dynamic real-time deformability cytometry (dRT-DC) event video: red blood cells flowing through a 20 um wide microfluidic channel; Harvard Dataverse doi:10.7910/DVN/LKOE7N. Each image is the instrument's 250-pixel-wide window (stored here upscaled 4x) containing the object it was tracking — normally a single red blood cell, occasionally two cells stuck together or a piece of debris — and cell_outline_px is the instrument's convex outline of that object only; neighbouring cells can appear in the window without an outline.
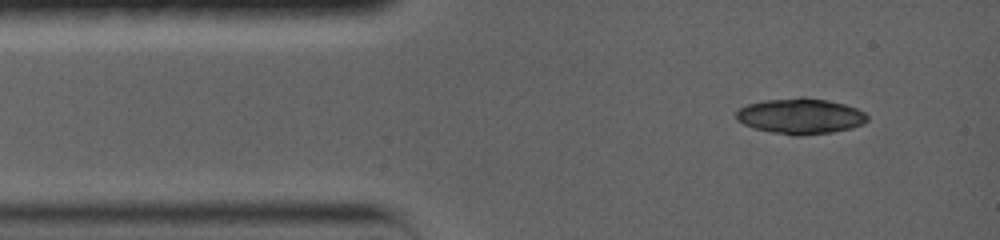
{"species": "common noctule bat (a hibernating species)", "species_latin": "Nyctalus noctula", "temperature_condition": "warm", "stored_images_in_passage": 8, "camera_frame_rate_fps": 5000, "um_per_image_px": 0.085, "animal": {"sex": "female", "body_mass_g": 19.0, "forearm_length_mm": 56.7}, "frame": {"image": 1, "passage_image": 3, "time_ms": 0.6, "image_size_px": [1000, 240], "cell_outline_px": [[868, 120], [864, 124], [852, 128], [832, 132], [800, 136], [796, 136], [772, 132], [752, 128], [736, 120], [736, 112], [740, 108], [748, 104], [768, 100], [800, 96], [828, 100], [844, 104], [856, 108], [864, 112], [868, 116]], "centroid_in_image_um": [68.05, 9.87], "position_along_channel_um": 16.9, "area_um2": 27.34}}